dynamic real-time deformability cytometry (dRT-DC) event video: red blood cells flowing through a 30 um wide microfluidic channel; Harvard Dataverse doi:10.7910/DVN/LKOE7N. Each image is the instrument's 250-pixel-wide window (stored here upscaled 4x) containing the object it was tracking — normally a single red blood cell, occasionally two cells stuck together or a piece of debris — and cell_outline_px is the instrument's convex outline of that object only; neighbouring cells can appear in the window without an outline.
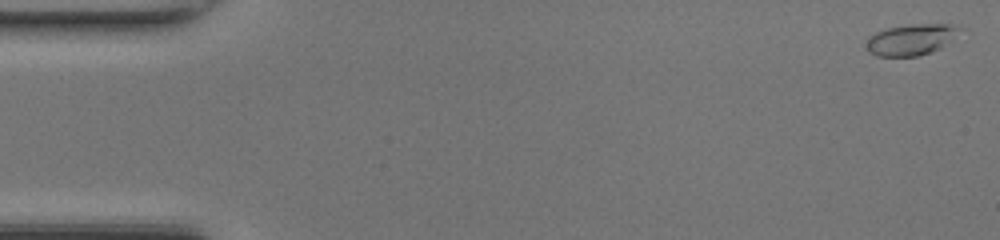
{"species": "common noctule bat (a hibernating species)", "species_latin": "Nyctalus noctula", "temperature_condition": "room temperature", "stored_images_in_passage": 48, "camera_frame_rate_fps": 3000, "um_per_image_px": 0.085, "animal": {"sex": "female", "body_mass_g": 17.0, "forearm_length_mm": 48.0}, "frame": {"image": 1, "passage_image": 1, "time_ms": 0.0, "image_size_px": [1000, 240], "cell_outline_px": [[964, 28], [940, 48], [920, 56], [876, 56], [868, 52], [864, 48], [868, 36], [876, 32], [888, 28], [908, 24], [948, 24]], "centroid_in_image_um": [77.38, 3.37], "position_along_channel_um": 7.6, "area_um2": 16.99}}
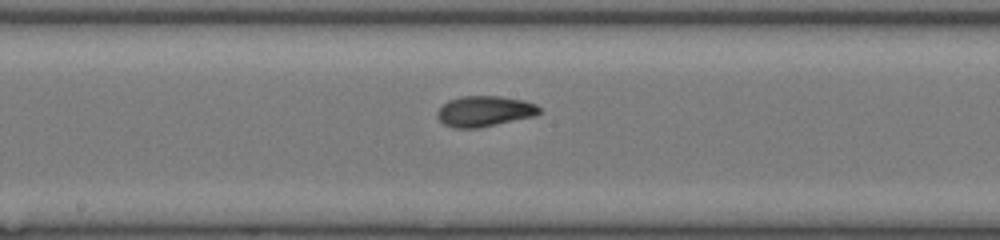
{"frame": {"image": 2, "passage_image": 25, "time_ms": 8.0, "image_size_px": [1000, 240], "cell_outline_px": [[540, 112], [536, 116], [476, 128], [452, 128], [444, 124], [436, 116], [436, 112], [448, 100], [460, 96], [500, 96], [524, 100], [536, 104], [540, 108]], "centroid_in_image_um": [41.18, 9.45], "position_along_channel_um": 207.0, "area_um2": 18.26}}
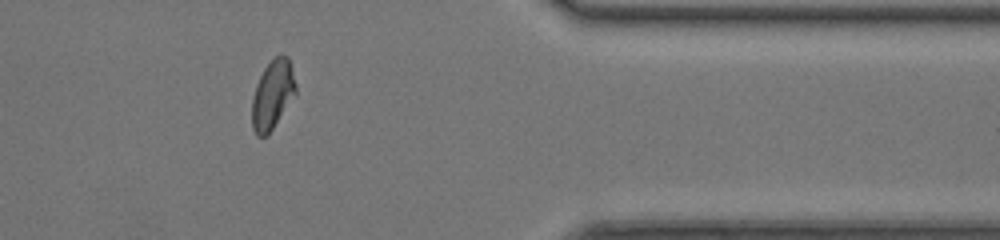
{"frame": {"image": 3, "passage_image": 39, "time_ms": 12.667, "image_size_px": [1000, 240], "cell_outline_px": [[296, 96], [272, 128], [264, 136], [256, 136], [252, 128], [252, 96], [256, 84], [264, 68], [280, 52], [288, 56], [292, 68], [296, 84]], "centroid_in_image_um": [23.18, 8.01], "position_along_channel_um": 388.2, "area_um2": 17.69}, "authors_computed_cell_mechanics": {"area_um2": 17.5712, "velocity_mm_per_s": 4.3683, "shape_relaxation_time_tau1_ms": 3.1419, "shape_relaxation_time_tau2_ms": 1.4035, "deformation_change_tau1": 0.1157, "deformation_change_tau2": 0.0686}}